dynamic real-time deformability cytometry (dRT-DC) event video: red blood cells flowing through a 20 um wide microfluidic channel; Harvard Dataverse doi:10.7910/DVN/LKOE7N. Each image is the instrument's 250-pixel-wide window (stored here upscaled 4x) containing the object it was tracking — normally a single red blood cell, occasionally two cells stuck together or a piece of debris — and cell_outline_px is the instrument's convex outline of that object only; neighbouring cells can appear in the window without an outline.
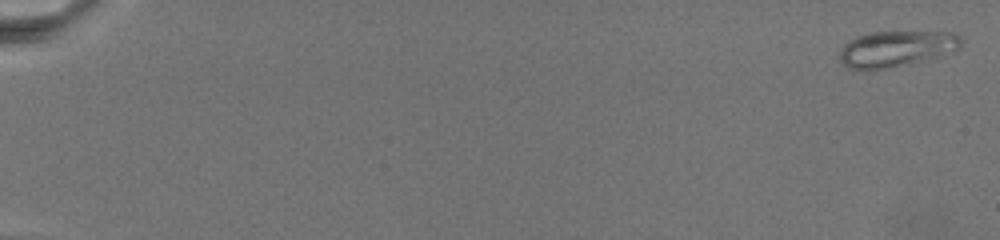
{"species": "common noctule bat (a hibernating species)", "species_latin": "Nyctalus noctula", "temperature_condition": "warm", "stored_images_in_passage": 19, "camera_frame_rate_fps": 3000, "um_per_image_px": 0.085, "animal": {"sex": "female", "body_mass_g": 19.5, "forearm_length_mm": 54.1}, "frame": {"image": 1, "passage_image": 1, "time_ms": 0.0, "image_size_px": [1000, 240], "cell_outline_px": [[960, 48], [944, 56], [888, 68], [848, 68], [840, 60], [840, 48], [848, 40], [856, 36], [872, 32], [952, 32], [960, 36]], "centroid_in_image_um": [76.21, 4.13], "position_along_channel_um": 8.8, "area_um2": 25.32}}